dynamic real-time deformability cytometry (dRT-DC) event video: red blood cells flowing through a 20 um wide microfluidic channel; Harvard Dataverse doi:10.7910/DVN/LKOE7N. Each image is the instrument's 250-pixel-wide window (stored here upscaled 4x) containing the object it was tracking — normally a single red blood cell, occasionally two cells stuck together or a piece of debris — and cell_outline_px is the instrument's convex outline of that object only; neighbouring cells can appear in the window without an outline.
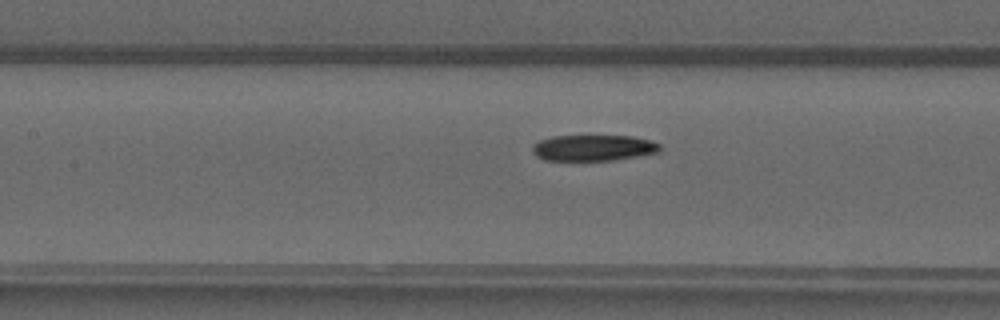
{"species": "common noctule bat (a hibernating species)", "species_latin": "Nyctalus noctula", "temperature_condition": "warm", "stored_images_in_passage": 49, "camera_frame_rate_fps": 3000, "um_per_image_px": 0.085, "animal": {"sex": "male", "forearm_length_mm": 52.5}, "frame": {"image": 1, "passage_image": 22, "time_ms": 7.0, "image_size_px": [1000, 320], "cell_outline_px": [[660, 152], [612, 160], [544, 160], [536, 156], [532, 152], [532, 148], [540, 140], [552, 136], [632, 136], [652, 140], [660, 144]], "centroid_in_image_um": [50.45, 12.56], "position_along_channel_um": 156.9, "area_um2": 19.25}}
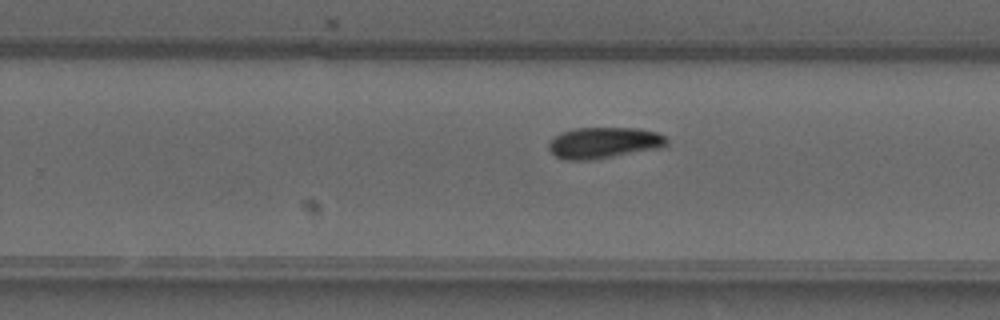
{"frame": {"image": 2, "passage_image": 31, "time_ms": 10.0, "image_size_px": [1000, 320], "cell_outline_px": [[668, 144], [660, 148], [588, 160], [564, 160], [556, 156], [548, 148], [548, 144], [560, 132], [576, 128], [640, 128], [656, 132], [664, 136], [668, 140]], "centroid_in_image_um": [51.33, 12.13], "position_along_channel_um": 278.5, "area_um2": 21.27}}
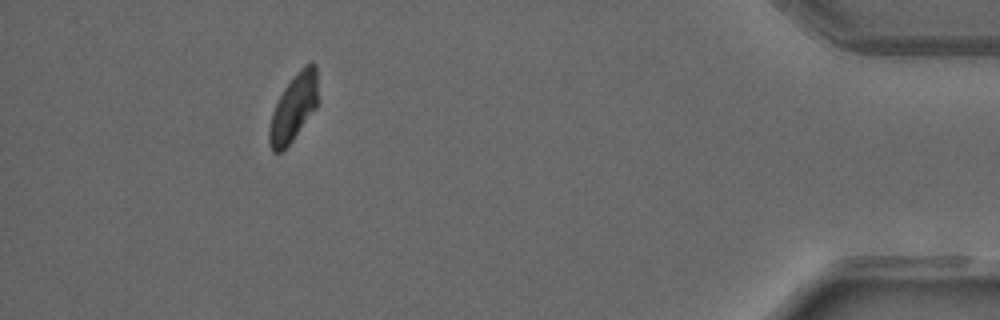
{"frame": {"image": 3, "passage_image": 45, "time_ms": 14.667, "image_size_px": [1000, 320], "cell_outline_px": [[320, 100], [316, 108], [292, 140], [280, 152], [272, 152], [268, 140], [268, 132], [272, 112], [284, 88], [296, 72], [304, 64], [312, 60], [316, 64]], "centroid_in_image_um": [25.0, 9.08], "position_along_channel_um": 410.2, "area_um2": 19.36}}